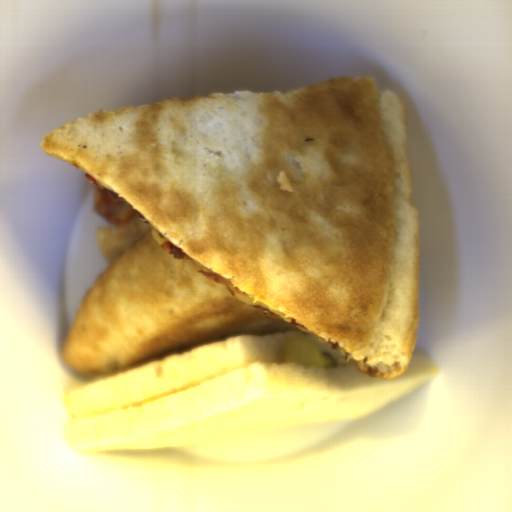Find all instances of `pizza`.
Wrapping results in <instances>:
<instances>
[{
  "label": "pizza",
  "instance_id": "dd6c1bee",
  "mask_svg": "<svg viewBox=\"0 0 512 512\" xmlns=\"http://www.w3.org/2000/svg\"><path fill=\"white\" fill-rule=\"evenodd\" d=\"M83 171L109 266L63 361L106 379L232 336L301 331L399 378L419 324L406 105L375 78L102 110L42 136Z\"/></svg>",
  "mask_w": 512,
  "mask_h": 512
}]
</instances>
